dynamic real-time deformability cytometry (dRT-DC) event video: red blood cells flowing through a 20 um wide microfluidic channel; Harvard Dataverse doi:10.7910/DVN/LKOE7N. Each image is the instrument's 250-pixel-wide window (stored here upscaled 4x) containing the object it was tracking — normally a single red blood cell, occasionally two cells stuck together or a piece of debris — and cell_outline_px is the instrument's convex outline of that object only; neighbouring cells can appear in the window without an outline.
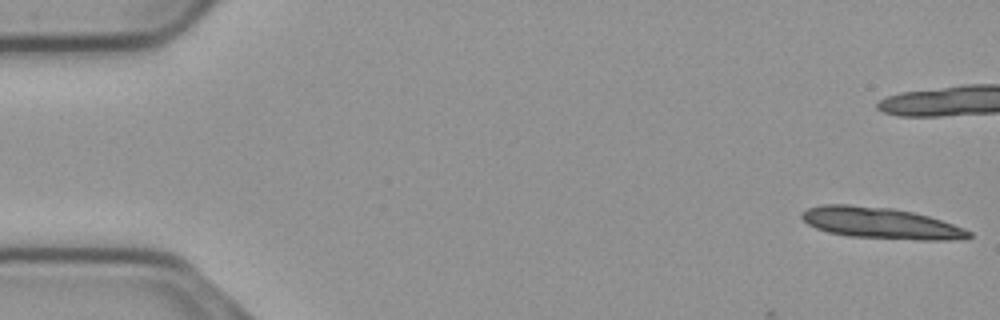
{"species": "common noctule bat (a hibernating species)", "species_latin": "Nyctalus noctula", "temperature_condition": "cold", "stored_images_in_passage": 10, "camera_frame_rate_fps": 3000, "um_per_image_px": 0.085, "animal": {"sex": "male", "body_mass_g": 23.1, "forearm_length_mm": 52.7}, "frame": {"image": 1, "passage_image": 1, "time_ms": 0.0, "image_size_px": [1000, 320], "cell_outline_px": [[972, 236], [948, 240], [924, 240], [848, 236], [828, 232], [816, 228], [808, 224], [800, 216], [808, 208], [824, 204], [848, 204], [892, 208], [912, 212], [928, 216], [964, 228], [972, 232]], "centroid_in_image_um": [74.84, 18.96], "position_along_channel_um": 10.2, "area_um2": 30.06}}